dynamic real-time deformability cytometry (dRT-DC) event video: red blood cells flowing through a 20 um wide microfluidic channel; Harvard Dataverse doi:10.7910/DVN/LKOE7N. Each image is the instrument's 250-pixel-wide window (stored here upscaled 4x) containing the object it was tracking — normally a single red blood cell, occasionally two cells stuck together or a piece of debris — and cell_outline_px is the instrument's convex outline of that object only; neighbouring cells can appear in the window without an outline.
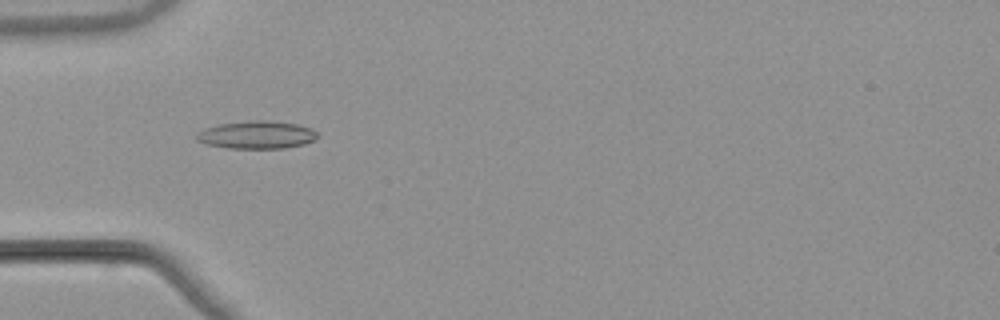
{"species": "common noctule bat (a hibernating species)", "species_latin": "Nyctalus noctula", "temperature_condition": "warm", "stored_images_in_passage": 37, "camera_frame_rate_fps": 3000, "um_per_image_px": 0.085, "animal": {"sex": "male", "body_mass_g": 21.5, "forearm_length_mm": 52.0}, "frame": {"image": 1, "passage_image": 1, "time_ms": 0.0, "image_size_px": [1000, 320], "cell_outline_px": [[320, 136], [316, 140], [304, 144], [284, 148], [228, 148], [204, 144], [196, 140], [196, 132], [204, 128], [220, 124], [248, 120], [268, 120], [296, 124], [312, 128]], "centroid_in_image_um": [21.82, 11.46], "position_along_channel_um": 63.2, "area_um2": 19.83}}
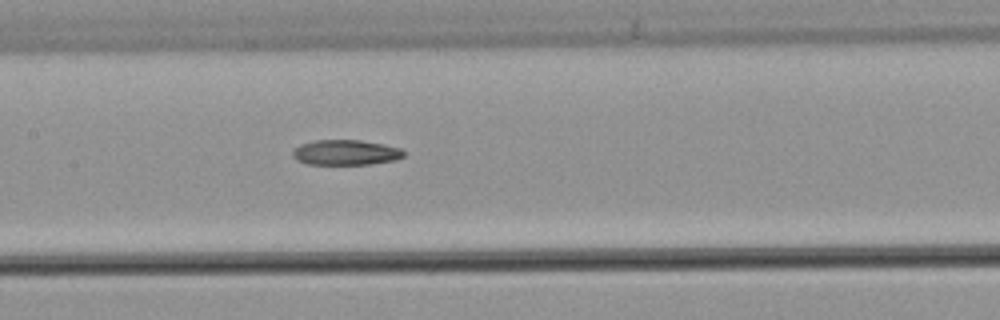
{"frame": {"image": 2, "passage_image": 10, "time_ms": 3.0, "image_size_px": [1000, 320], "cell_outline_px": [[404, 156], [396, 160], [368, 164], [304, 164], [296, 160], [292, 156], [292, 148], [300, 144], [312, 140], [360, 140], [384, 144], [400, 148], [404, 152]], "centroid_in_image_um": [29.33, 12.95], "position_along_channel_um": 178.1, "area_um2": 16.53}}
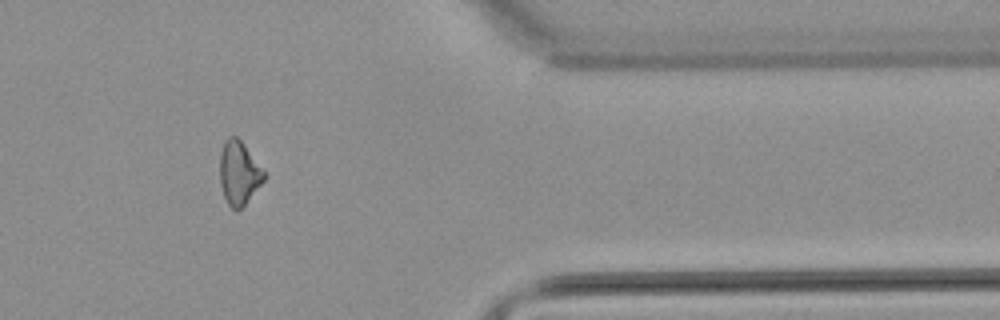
{"frame": {"image": 3, "passage_image": 28, "time_ms": 9.0, "image_size_px": [1000, 320], "cell_outline_px": [[264, 180], [244, 204], [236, 212], [228, 204], [224, 196], [220, 184], [220, 152], [224, 140], [228, 136], [236, 136], [240, 140], [264, 172]], "centroid_in_image_um": [20.26, 14.69], "position_along_channel_um": 391.1, "area_um2": 15.95}}